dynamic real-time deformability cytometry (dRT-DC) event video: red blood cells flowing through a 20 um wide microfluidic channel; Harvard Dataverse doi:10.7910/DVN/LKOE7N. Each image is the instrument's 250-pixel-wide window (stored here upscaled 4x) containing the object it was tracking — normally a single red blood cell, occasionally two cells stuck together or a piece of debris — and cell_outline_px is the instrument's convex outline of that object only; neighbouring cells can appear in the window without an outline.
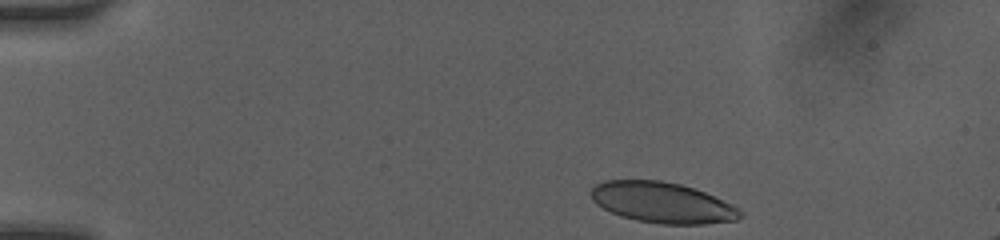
{"species": "human", "species_latin": "Homo sapiens", "temperature_condition": "room temperature", "stored_images_in_passage": 12, "camera_frame_rate_fps": 3000, "um_per_image_px": 0.085, "donor": {"sex": "female"}, "frame": {"image": 1, "passage_image": 1, "time_ms": 0.0, "image_size_px": [1000, 240], "cell_outline_px": [[744, 212], [736, 220], [704, 224], [660, 224], [636, 220], [620, 216], [596, 204], [592, 200], [588, 192], [596, 184], [604, 180], [660, 180], [680, 184], [704, 192], [732, 204], [740, 208]], "centroid_in_image_um": [56.27, 17.22], "position_along_channel_um": 28.7, "area_um2": 35.49}}
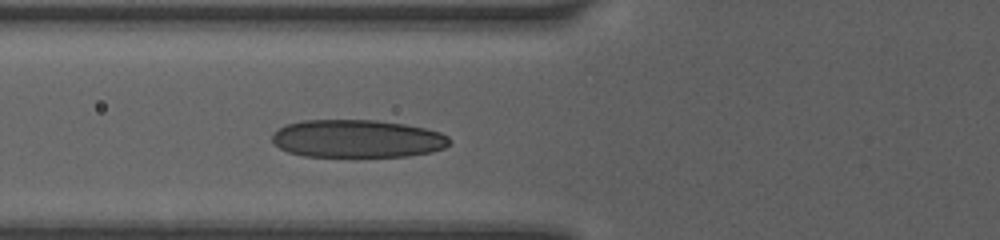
{"frame": {"image": 2, "passage_image": 9, "time_ms": 3.667, "image_size_px": [1000, 240], "cell_outline_px": [[448, 144], [444, 148], [432, 152], [408, 156], [304, 156], [288, 152], [272, 144], [272, 132], [284, 124], [304, 120], [376, 120], [404, 124], [424, 128], [440, 132], [448, 136]], "centroid_in_image_um": [30.31, 11.78], "position_along_channel_um": 95.5, "area_um2": 39.25}}
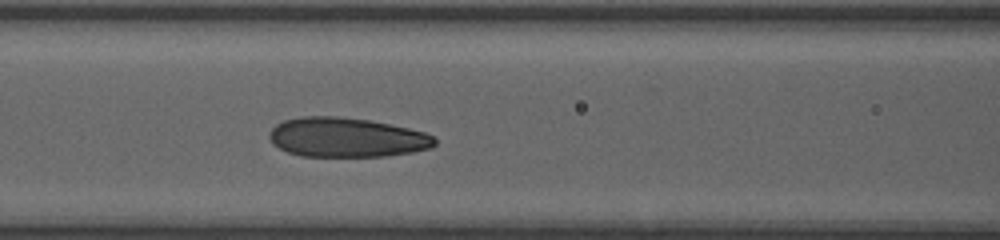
{"frame": {"image": 3, "passage_image": 12, "time_ms": 4.667, "image_size_px": [1000, 240], "cell_outline_px": [[436, 144], [432, 148], [412, 152], [388, 156], [300, 156], [288, 152], [272, 144], [268, 136], [272, 128], [276, 124], [284, 120], [300, 116], [340, 116], [368, 120], [408, 128], [424, 132], [432, 136], [436, 140]], "centroid_in_image_um": [29.44, 11.68], "position_along_channel_um": 137.2, "area_um2": 38.15}}